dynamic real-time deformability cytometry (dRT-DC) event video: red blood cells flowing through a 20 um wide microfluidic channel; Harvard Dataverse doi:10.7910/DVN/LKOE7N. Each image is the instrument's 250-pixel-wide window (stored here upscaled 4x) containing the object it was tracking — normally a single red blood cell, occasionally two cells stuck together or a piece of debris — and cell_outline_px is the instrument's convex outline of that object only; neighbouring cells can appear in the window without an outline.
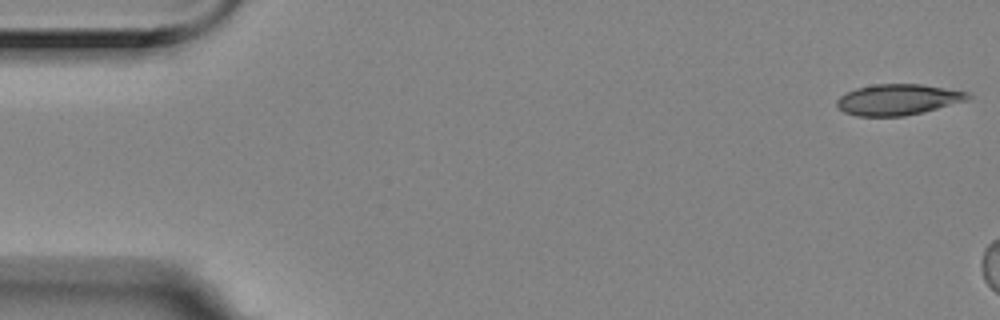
{"species": "Egyptian fruit bat (a non-hibernating species)", "species_latin": "Rousettus aegyptiacus", "temperature_condition": "room temperature", "stored_images_in_passage": 5, "camera_frame_rate_fps": 3000, "um_per_image_px": 0.085, "animal": {"sex": "female"}, "frame": {"image": 1, "passage_image": 1, "time_ms": 0.0, "image_size_px": [1000, 320], "cell_outline_px": [[972, 96], [968, 100], [924, 112], [904, 116], [856, 116], [844, 112], [836, 104], [836, 100], [840, 96], [856, 88], [872, 84], [920, 84], [968, 92]], "centroid_in_image_um": [76.33, 8.47], "position_along_channel_um": 8.7, "area_um2": 23.58}}